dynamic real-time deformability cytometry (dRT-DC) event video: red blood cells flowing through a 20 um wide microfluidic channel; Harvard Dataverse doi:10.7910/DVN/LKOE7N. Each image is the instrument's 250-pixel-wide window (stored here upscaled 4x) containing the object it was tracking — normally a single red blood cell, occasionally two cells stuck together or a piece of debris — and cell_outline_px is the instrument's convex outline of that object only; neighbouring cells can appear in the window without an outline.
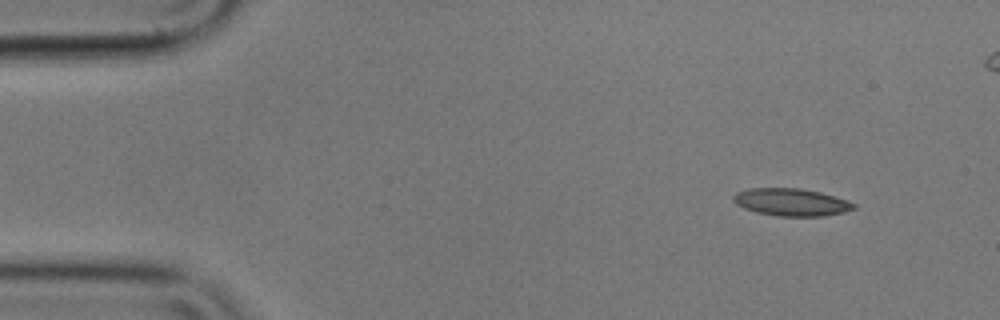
{"species": "common noctule bat (a hibernating species)", "species_latin": "Nyctalus noctula", "temperature_condition": "cold", "stored_images_in_passage": 8, "camera_frame_rate_fps": 3000, "um_per_image_px": 0.085, "animal": {"sex": "male", "body_mass_g": 17.9}, "frame": {"image": 1, "passage_image": 1, "time_ms": 0.0, "image_size_px": [1000, 320], "cell_outline_px": [[856, 208], [844, 212], [824, 216], [776, 216], [756, 212], [744, 208], [736, 204], [732, 200], [732, 196], [736, 192], [748, 188], [800, 188], [820, 192], [848, 200], [856, 204]], "centroid_in_image_um": [67.25, 17.18], "position_along_channel_um": 17.8, "area_um2": 19.42}}
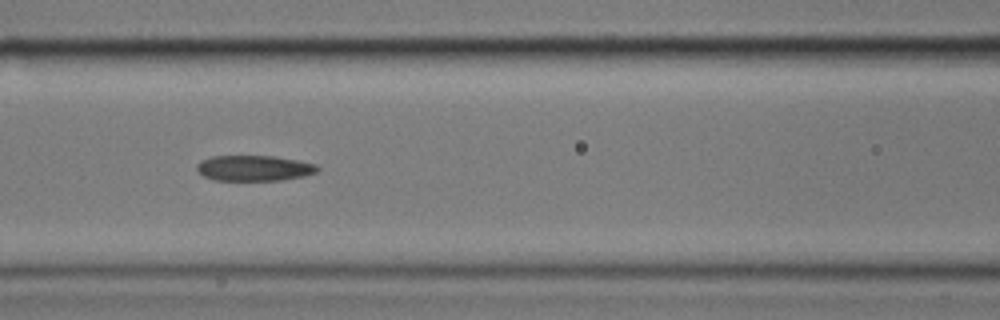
{"frame": {"image": 2, "passage_image": 6, "time_ms": 1.667, "image_size_px": [1000, 320], "cell_outline_px": [[320, 168], [316, 172], [304, 176], [280, 180], [212, 180], [204, 176], [196, 168], [196, 164], [200, 160], [212, 156], [276, 156], [316, 164]], "centroid_in_image_um": [21.58, 14.29], "position_along_channel_um": 145.0, "area_um2": 17.98}}
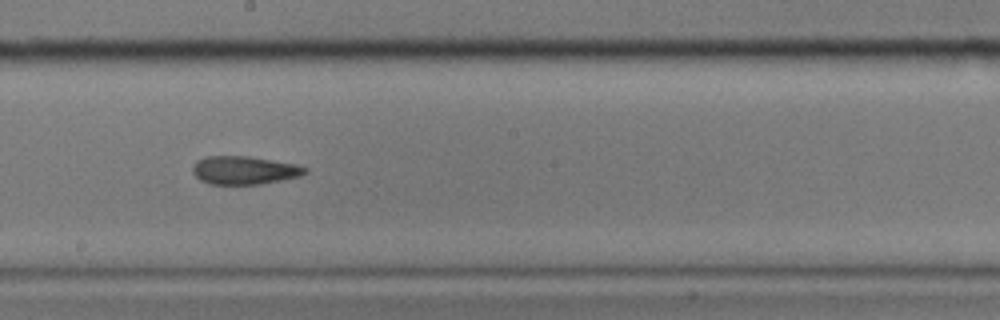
{"frame": {"image": 3, "passage_image": 8, "time_ms": 2.333, "image_size_px": [1000, 320], "cell_outline_px": [[308, 172], [300, 176], [260, 184], [208, 184], [200, 180], [192, 172], [192, 168], [196, 160], [204, 156], [248, 156], [296, 164], [308, 168]], "centroid_in_image_um": [20.74, 14.46], "position_along_channel_um": 227.5, "area_um2": 18.55}}